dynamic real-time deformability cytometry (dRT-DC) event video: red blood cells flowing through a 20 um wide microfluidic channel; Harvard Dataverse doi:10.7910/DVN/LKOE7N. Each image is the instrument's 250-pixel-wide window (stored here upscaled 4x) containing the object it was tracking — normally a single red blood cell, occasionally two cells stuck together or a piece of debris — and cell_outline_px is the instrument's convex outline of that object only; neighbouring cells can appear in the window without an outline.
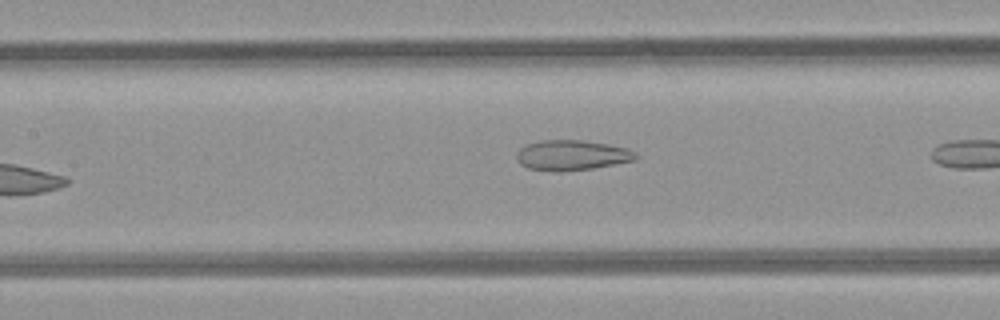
{"species": "common noctule bat (a hibernating species)", "species_latin": "Nyctalus noctula", "temperature_condition": "room temperature", "stored_images_in_passage": 9, "camera_frame_rate_fps": 3000, "um_per_image_px": 0.085, "animal": {"sex": "female", "body_mass_g": 21.9}, "frame": {"image": 1, "passage_image": 7, "time_ms": 7.0, "image_size_px": [1000, 320], "cell_outline_px": [[640, 156], [636, 160], [592, 168], [560, 172], [556, 172], [528, 168], [520, 164], [516, 160], [516, 152], [524, 144], [540, 140], [584, 140], [608, 144], [628, 148], [636, 152]], "centroid_in_image_um": [48.59, 13.19], "position_along_channel_um": 158.8, "area_um2": 21.33}}